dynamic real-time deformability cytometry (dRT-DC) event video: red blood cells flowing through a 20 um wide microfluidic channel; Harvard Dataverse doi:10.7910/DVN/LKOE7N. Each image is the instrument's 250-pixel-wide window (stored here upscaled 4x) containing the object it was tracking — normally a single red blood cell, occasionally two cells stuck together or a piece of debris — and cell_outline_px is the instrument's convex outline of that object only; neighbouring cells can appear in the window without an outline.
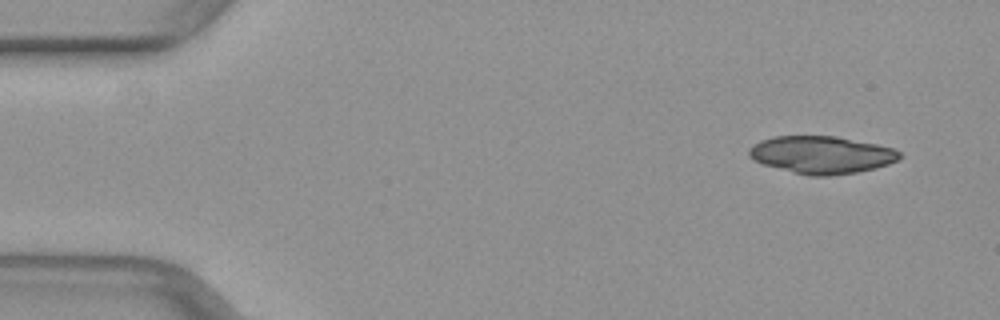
{"species": "common noctule bat (a hibernating species)", "species_latin": "Nyctalus noctula", "temperature_condition": "warm", "stored_images_in_passage": 46, "camera_frame_rate_fps": 3000, "um_per_image_px": 0.085, "animal": {"sex": "female", "body_mass_g": 29.2, "forearm_length_mm": 56.3}, "frame": {"image": 1, "passage_image": 1, "time_ms": 0.0, "image_size_px": [1000, 320], "cell_outline_px": [[900, 160], [876, 168], [856, 172], [828, 176], [808, 176], [792, 172], [764, 164], [748, 156], [748, 148], [752, 144], [760, 140], [776, 136], [836, 136], [876, 144], [892, 148], [900, 152]], "centroid_in_image_um": [69.82, 13.16], "position_along_channel_um": 15.2, "area_um2": 32.89}}